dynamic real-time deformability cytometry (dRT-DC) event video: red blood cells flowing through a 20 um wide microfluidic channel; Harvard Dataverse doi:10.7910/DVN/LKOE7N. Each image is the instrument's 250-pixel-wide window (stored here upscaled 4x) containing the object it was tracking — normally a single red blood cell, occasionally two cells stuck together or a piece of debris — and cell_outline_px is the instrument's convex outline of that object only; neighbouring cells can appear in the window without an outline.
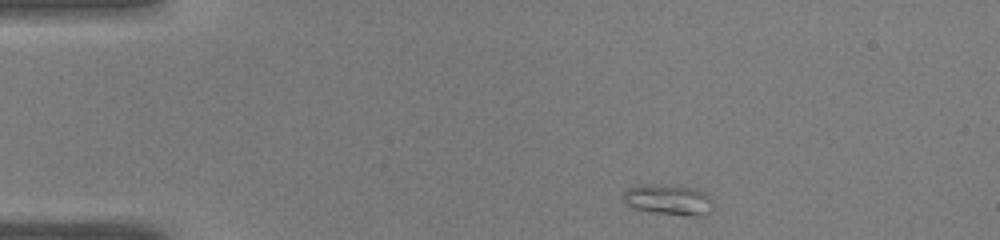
{"species": "common noctule bat (a hibernating species)", "species_latin": "Nyctalus noctula", "temperature_condition": "warm", "stored_images_in_passage": 42, "camera_frame_rate_fps": 3000, "um_per_image_px": 0.085, "animal": {"sex": "male", "body_mass_g": 19.0, "forearm_length_mm": 50.8}, "frame": {"image": 1, "passage_image": 1, "time_ms": 0.0, "image_size_px": [1000, 240], "cell_outline_px": [[712, 200], [708, 212], [700, 216], [692, 216], [656, 212], [636, 208], [628, 204], [624, 200], [624, 192], [628, 188], [636, 184], [652, 184], [692, 188], [704, 192]], "centroid_in_image_um": [56.8, 16.96], "position_along_channel_um": 28.2, "area_um2": 15.49}}
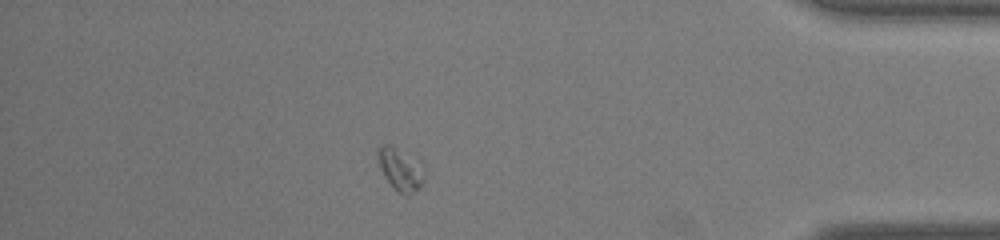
{"frame": {"image": 2, "passage_image": 36, "time_ms": 11.667, "image_size_px": [1000, 240], "cell_outline_px": [[424, 176], [420, 188], [408, 196], [404, 196], [396, 192], [392, 188], [384, 176], [380, 168], [376, 156], [376, 148], [380, 144], [388, 144], [396, 148], [412, 160]], "centroid_in_image_um": [33.91, 14.45], "position_along_channel_um": 401.3, "area_um2": 11.1}}